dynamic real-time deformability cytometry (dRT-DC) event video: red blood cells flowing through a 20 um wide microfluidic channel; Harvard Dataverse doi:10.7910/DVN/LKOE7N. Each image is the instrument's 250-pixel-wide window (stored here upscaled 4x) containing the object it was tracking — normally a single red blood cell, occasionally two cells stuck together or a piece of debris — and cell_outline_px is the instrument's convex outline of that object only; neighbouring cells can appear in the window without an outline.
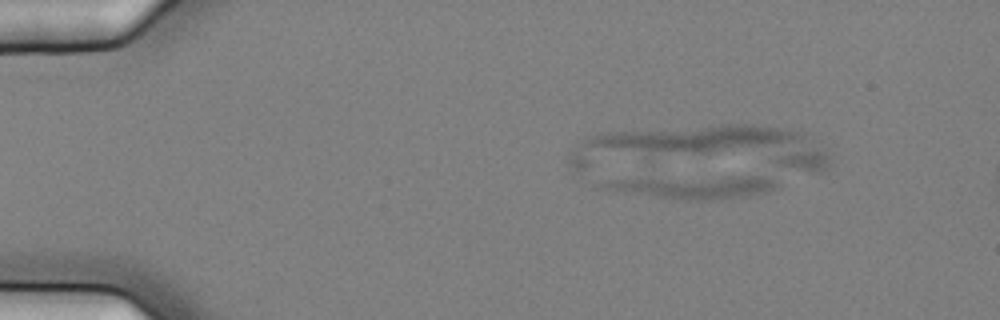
{"species": "common noctule bat (a hibernating species)", "species_latin": "Nyctalus noctula", "temperature_condition": "cold", "stored_images_in_passage": 3, "camera_frame_rate_fps": 3000, "um_per_image_px": 0.085, "animal": {"sex": "female", "body_mass_g": 25.1}, "frame": {"image": 1, "passage_image": 2, "time_ms": 0.333, "image_size_px": [1000, 320], "cell_outline_px": [[780, 184], [776, 188], [768, 192], [748, 196], [692, 200], [660, 196], [600, 188], [600, 184], [608, 180], [652, 176], [776, 176]], "centroid_in_image_um": [59.09, 15.82], "position_along_channel_um": 25.9, "area_um2": 23.52}}